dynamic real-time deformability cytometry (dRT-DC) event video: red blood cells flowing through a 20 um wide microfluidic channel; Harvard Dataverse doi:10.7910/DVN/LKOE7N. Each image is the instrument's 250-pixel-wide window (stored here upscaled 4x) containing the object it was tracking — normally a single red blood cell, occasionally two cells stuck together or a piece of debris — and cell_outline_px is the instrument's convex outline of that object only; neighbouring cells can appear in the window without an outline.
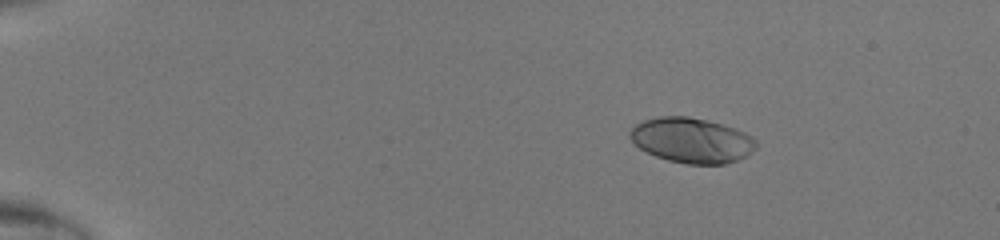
{"species": "human", "species_latin": "Homo sapiens", "temperature_condition": "room temperature", "stored_images_in_passage": 41, "camera_frame_rate_fps": 3000, "um_per_image_px": 0.085, "donor": {"sex": "male"}, "frame": {"image": 1, "passage_image": 1, "time_ms": 0.0, "image_size_px": [1000, 240], "cell_outline_px": [[756, 148], [744, 156], [736, 160], [724, 164], [688, 164], [668, 160], [656, 156], [640, 148], [628, 136], [628, 132], [636, 124], [644, 120], [660, 116], [688, 116], [708, 120], [736, 128], [752, 136], [756, 140]], "centroid_in_image_um": [58.79, 11.91], "position_along_channel_um": 26.2, "area_um2": 33.06}}
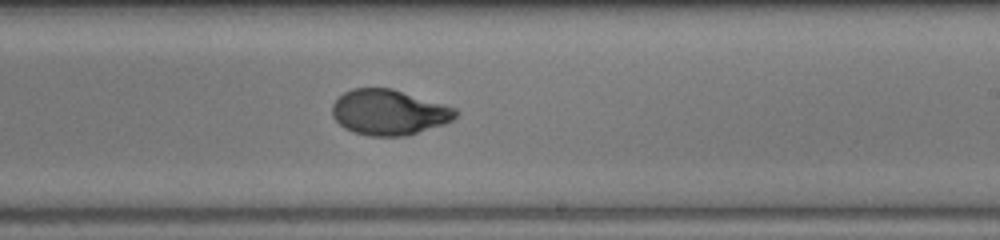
{"frame": {"image": 2, "passage_image": 24, "time_ms": 7.667, "image_size_px": [1000, 240], "cell_outline_px": [[456, 116], [452, 120], [444, 124], [404, 136], [368, 136], [344, 128], [332, 116], [332, 104], [344, 92], [352, 88], [392, 88], [456, 108]], "centroid_in_image_um": [33.04, 9.54], "position_along_channel_um": 256.0, "area_um2": 32.43}}
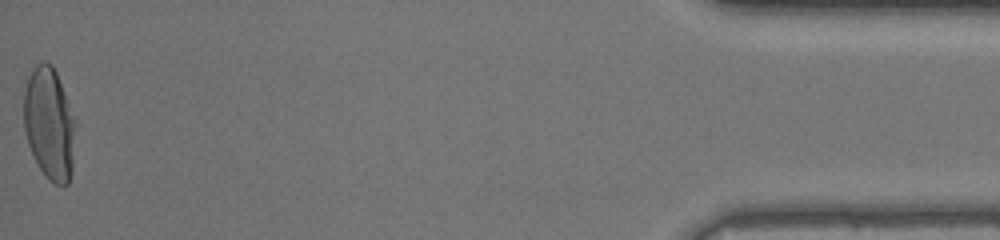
{"frame": {"image": 3, "passage_image": 41, "time_ms": 13.333, "image_size_px": [1000, 240], "cell_outline_px": [[76, 120], [72, 172], [68, 184], [56, 184], [40, 168], [28, 144], [24, 128], [24, 92], [28, 76], [32, 68], [36, 64], [44, 60], [52, 64], [56, 72]], "centroid_in_image_um": [4.2, 10.45], "position_along_channel_um": 431.0, "area_um2": 33.7}}